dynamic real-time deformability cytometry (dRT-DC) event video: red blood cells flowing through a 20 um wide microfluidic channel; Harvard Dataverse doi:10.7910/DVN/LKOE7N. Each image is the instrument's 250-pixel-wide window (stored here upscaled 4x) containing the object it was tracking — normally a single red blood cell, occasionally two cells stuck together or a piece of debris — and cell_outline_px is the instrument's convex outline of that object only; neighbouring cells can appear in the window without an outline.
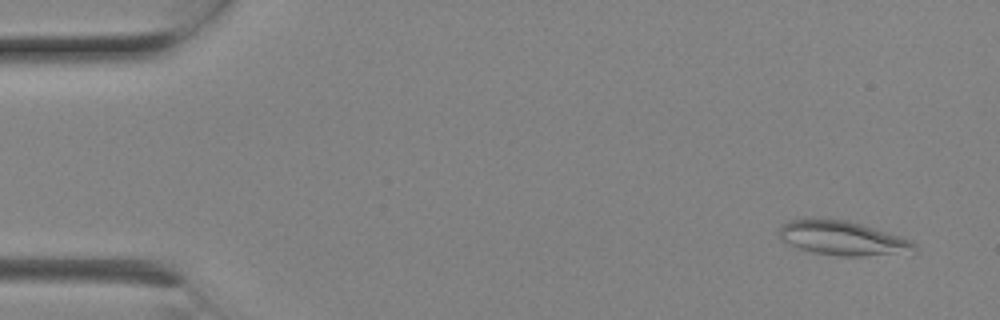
{"species": "Egyptian fruit bat (a non-hibernating species)", "species_latin": "Rousettus aegyptiacus", "temperature_condition": "room temperature", "stored_images_in_passage": 6, "camera_frame_rate_fps": 3000, "um_per_image_px": 0.085, "animal": {"sex": "female"}, "frame": {"image": 1, "passage_image": 1, "time_ms": 0.0, "image_size_px": [1000, 320], "cell_outline_px": [[916, 252], [864, 256], [844, 256], [812, 252], [800, 248], [780, 240], [780, 224], [788, 220], [808, 216], [848, 220], [900, 236], [912, 240], [916, 244]], "centroid_in_image_um": [71.58, 20.21], "position_along_channel_um": 13.4, "area_um2": 27.46}}